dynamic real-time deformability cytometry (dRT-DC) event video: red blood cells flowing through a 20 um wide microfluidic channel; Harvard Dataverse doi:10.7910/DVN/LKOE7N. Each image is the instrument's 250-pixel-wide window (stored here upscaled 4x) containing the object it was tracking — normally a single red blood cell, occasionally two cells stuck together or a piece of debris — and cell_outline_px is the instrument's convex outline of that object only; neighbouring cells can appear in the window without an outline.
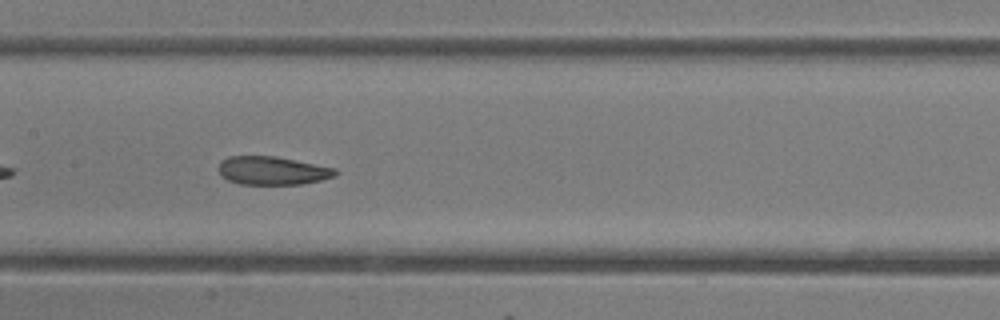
{"species": "common noctule bat (a hibernating species)", "species_latin": "Nyctalus noctula", "temperature_condition": "room temperature", "stored_images_in_passage": 36, "camera_frame_rate_fps": 3000, "um_per_image_px": 0.085, "animal": {"sex": "female"}, "frame": {"image": 1, "passage_image": 11, "time_ms": 3.333, "image_size_px": [1000, 320], "cell_outline_px": [[336, 176], [320, 180], [300, 184], [240, 184], [228, 180], [220, 176], [216, 168], [220, 160], [228, 156], [276, 156], [336, 168]], "centroid_in_image_um": [23.09, 14.49], "position_along_channel_um": 184.3, "area_um2": 19.48}, "authors_computed_cell_mechanics": {"area_um2": 20.2589, "velocity_mm_per_s": 4.1347, "shape_relaxation_time_tau1_ms": 5.6575, "shape_relaxation_time_tau2_ms": 1.8128, "deformation_change_tau1": 0.1581, "deformation_change_tau2": 0.085}}